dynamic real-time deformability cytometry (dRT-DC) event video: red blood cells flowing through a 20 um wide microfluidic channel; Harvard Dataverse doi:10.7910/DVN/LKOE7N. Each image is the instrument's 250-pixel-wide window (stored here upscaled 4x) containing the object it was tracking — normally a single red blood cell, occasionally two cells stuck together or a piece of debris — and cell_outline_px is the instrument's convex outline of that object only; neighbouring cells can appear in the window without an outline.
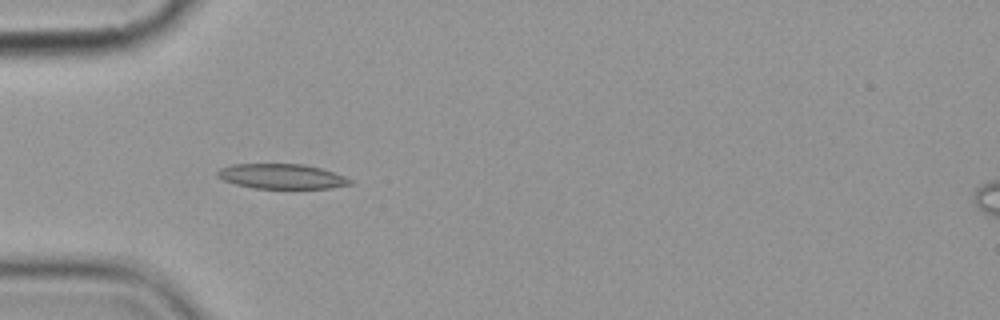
{"species": "common noctule bat (a hibernating species)", "species_latin": "Nyctalus noctula", "temperature_condition": "cold", "stored_images_in_passage": 6, "camera_frame_rate_fps": 3000, "um_per_image_px": 0.085, "animal": {"sex": "female", "body_mass_g": 19.9}, "frame": {"image": 1, "passage_image": 5, "time_ms": 5.667, "image_size_px": [1000, 320], "cell_outline_px": [[352, 184], [332, 188], [256, 188], [236, 184], [224, 180], [216, 176], [216, 172], [220, 168], [232, 164], [304, 164], [320, 168], [344, 176], [352, 180]], "centroid_in_image_um": [23.93, 14.99], "position_along_channel_um": 61.1, "area_um2": 19.13}}
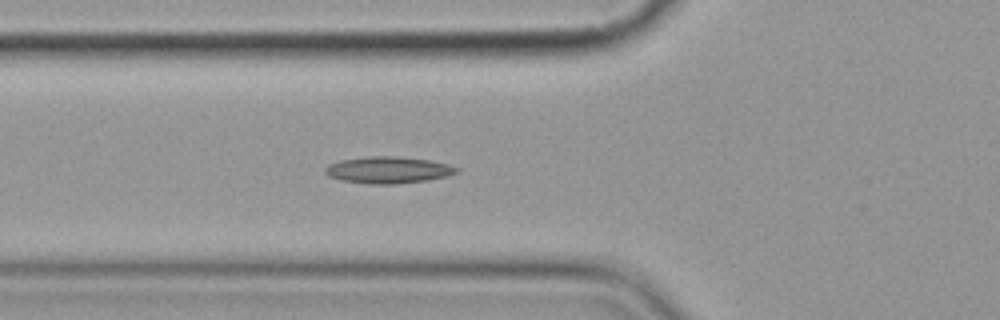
{"frame": {"image": 2, "passage_image": 6, "time_ms": 6.667, "image_size_px": [1000, 320], "cell_outline_px": [[460, 172], [448, 176], [428, 180], [396, 184], [368, 184], [340, 180], [328, 176], [324, 172], [324, 168], [328, 164], [340, 160], [368, 156], [396, 156], [428, 160], [448, 164], [460, 168]], "centroid_in_image_um": [32.99, 14.45], "position_along_channel_um": 92.8, "area_um2": 20.69}}